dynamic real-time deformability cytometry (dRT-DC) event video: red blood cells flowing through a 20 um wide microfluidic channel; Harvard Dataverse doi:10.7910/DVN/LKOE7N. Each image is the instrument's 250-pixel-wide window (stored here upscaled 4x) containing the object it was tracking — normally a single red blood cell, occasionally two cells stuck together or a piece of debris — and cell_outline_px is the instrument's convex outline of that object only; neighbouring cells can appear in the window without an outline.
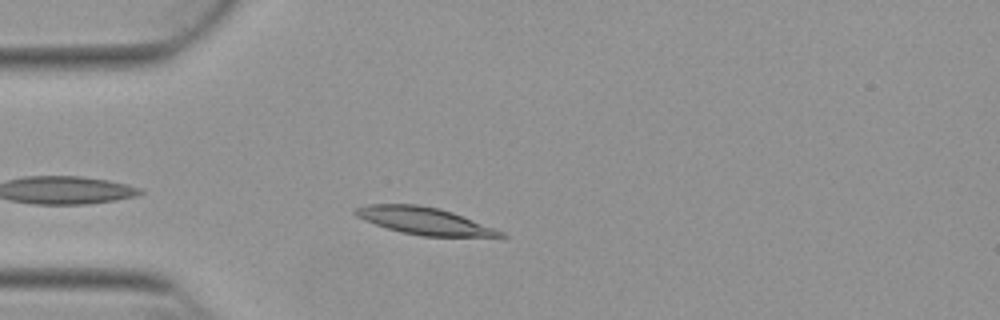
{"species": "Egyptian fruit bat (a non-hibernating species)", "species_latin": "Rousettus aegyptiacus", "temperature_condition": "warm", "stored_images_in_passage": 8, "camera_frame_rate_fps": 3000, "um_per_image_px": 0.085, "animal": {"sex": "female"}, "frame": {"image": 1, "passage_image": 4, "time_ms": 1.0, "image_size_px": [1000, 320], "cell_outline_px": [[508, 236], [420, 236], [388, 228], [364, 220], [356, 216], [352, 212], [356, 208], [368, 204], [416, 204], [440, 208], [452, 212], [496, 228], [504, 232]], "centroid_in_image_um": [36.05, 18.76], "position_along_channel_um": 48.9, "area_um2": 22.72}}